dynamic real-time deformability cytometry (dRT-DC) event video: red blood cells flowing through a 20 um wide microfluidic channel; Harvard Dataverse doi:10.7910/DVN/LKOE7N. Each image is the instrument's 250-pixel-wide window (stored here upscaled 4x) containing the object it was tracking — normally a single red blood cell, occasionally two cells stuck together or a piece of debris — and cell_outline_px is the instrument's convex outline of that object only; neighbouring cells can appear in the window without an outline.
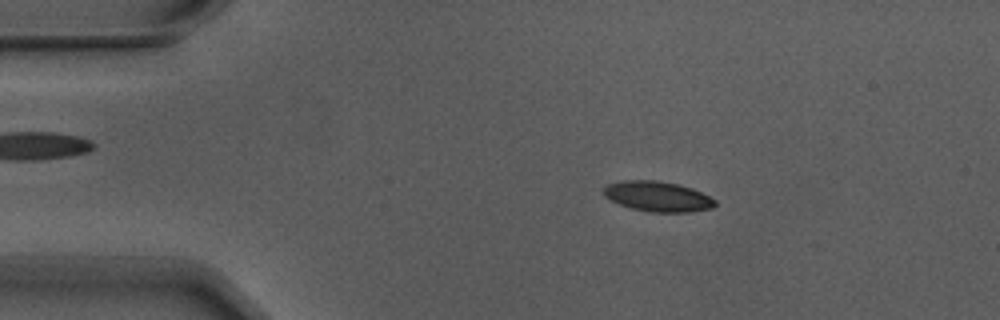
{"species": "Egyptian fruit bat (a non-hibernating species)", "species_latin": "Rousettus aegyptiacus", "temperature_condition": "warm", "stored_images_in_passage": 7, "camera_frame_rate_fps": 3000, "um_per_image_px": 0.085, "animal": {"sex": "male"}, "frame": {"image": 1, "passage_image": 2, "time_ms": 0.333, "image_size_px": [1000, 320], "cell_outline_px": [[716, 204], [712, 208], [688, 212], [648, 212], [632, 208], [620, 204], [604, 196], [604, 188], [608, 184], [624, 180], [656, 180], [680, 184], [692, 188], [716, 200]], "centroid_in_image_um": [55.92, 16.69], "position_along_channel_um": 29.1, "area_um2": 19.54}}
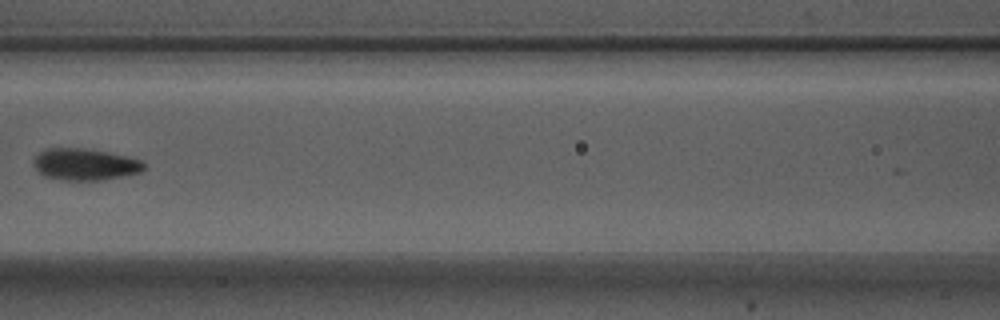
{"frame": {"image": 2, "passage_image": 6, "time_ms": 1.667, "image_size_px": [1000, 320], "cell_outline_px": [[148, 168], [140, 172], [104, 180], [60, 180], [44, 176], [36, 168], [32, 160], [44, 148], [84, 148], [108, 152], [140, 160]], "centroid_in_image_um": [7.21, 13.97], "position_along_channel_um": 159.4, "area_um2": 20.4}}
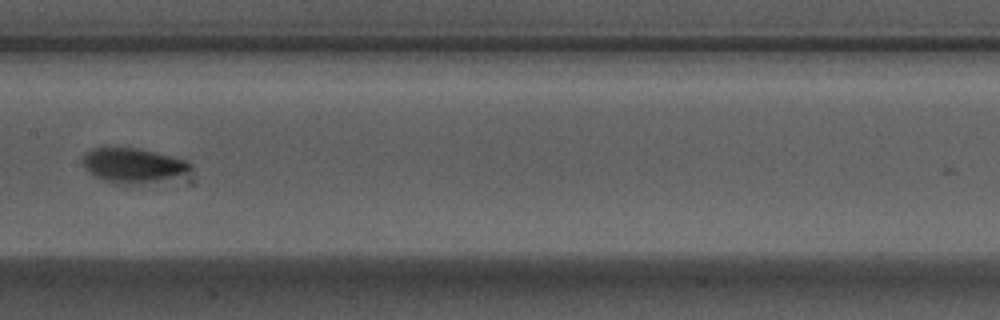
{"frame": {"image": 3, "passage_image": 7, "time_ms": 2.0, "image_size_px": [1000, 320], "cell_outline_px": [[192, 168], [176, 176], [128, 184], [112, 184], [88, 172], [84, 164], [84, 152], [92, 148], [136, 148], [188, 160], [192, 164]], "centroid_in_image_um": [11.26, 14.03], "position_along_channel_um": 196.1, "area_um2": 21.04}}